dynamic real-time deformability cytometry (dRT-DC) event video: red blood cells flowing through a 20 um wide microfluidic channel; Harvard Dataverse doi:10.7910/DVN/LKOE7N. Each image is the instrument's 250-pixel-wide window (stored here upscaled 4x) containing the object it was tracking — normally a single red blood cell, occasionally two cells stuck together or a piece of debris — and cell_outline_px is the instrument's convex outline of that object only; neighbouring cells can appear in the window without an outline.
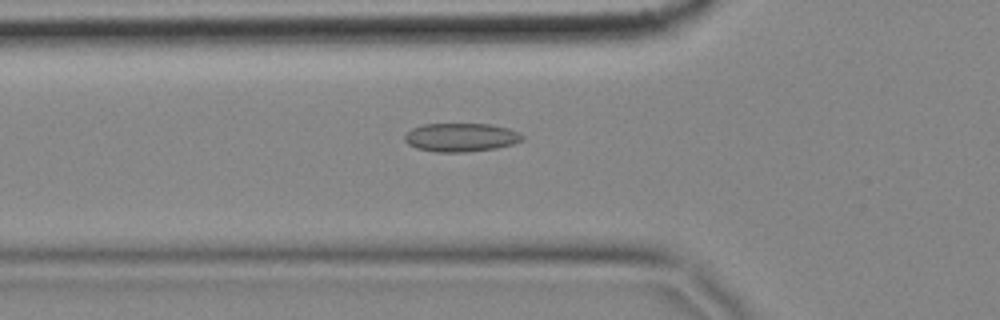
{"species": "common noctule bat (a hibernating species)", "species_latin": "Nyctalus noctula", "temperature_condition": "cold", "stored_images_in_passage": 57, "camera_frame_rate_fps": 3000, "um_per_image_px": 0.085, "animal": {"sex": "female", "body_mass_g": 18.4}, "frame": {"image": 1, "passage_image": 19, "time_ms": 6.0, "image_size_px": [1000, 320], "cell_outline_px": [[524, 140], [512, 144], [496, 148], [464, 152], [436, 152], [416, 148], [408, 144], [404, 140], [404, 136], [412, 128], [424, 124], [492, 124], [508, 128], [520, 132], [524, 136]], "centroid_in_image_um": [39.2, 11.67], "position_along_channel_um": 86.6, "area_um2": 19.65}}
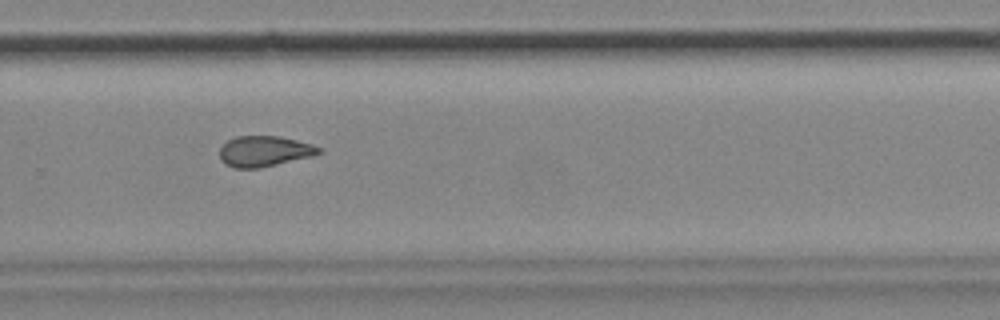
{"frame": {"image": 2, "passage_image": 38, "time_ms": 12.333, "image_size_px": [1000, 320], "cell_outline_px": [[324, 148], [320, 152], [312, 156], [256, 168], [232, 168], [224, 164], [220, 160], [220, 148], [228, 140], [236, 136], [280, 136], [312, 144]], "centroid_in_image_um": [22.45, 12.85], "position_along_channel_um": 307.4, "area_um2": 17.63}}
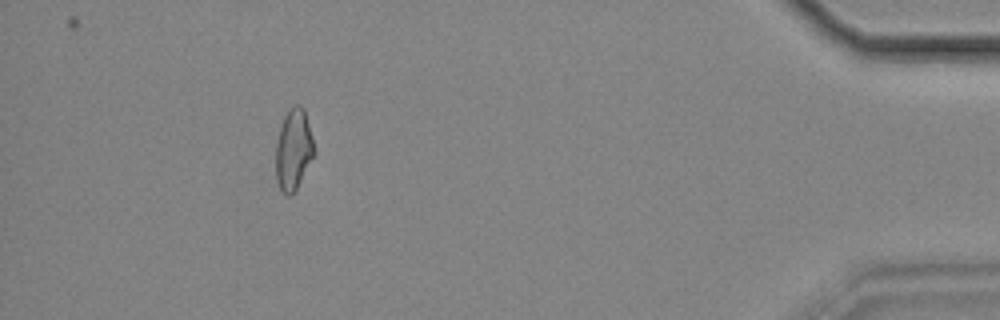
{"frame": {"image": 3, "passage_image": 52, "time_ms": 17.0, "image_size_px": [1000, 320], "cell_outline_px": [[316, 152], [296, 188], [288, 196], [280, 188], [276, 180], [276, 144], [280, 128], [284, 116], [288, 108], [296, 104], [300, 104], [304, 108], [312, 136]], "centroid_in_image_um": [24.95, 12.66], "position_along_channel_um": 410.2, "area_um2": 17.98}, "authors_computed_cell_mechanics": {"area_um2": 18.6116, "velocity_mm_per_s": 3.4926, "shape_relaxation_time_tau1_ms": null, "shape_relaxation_time_tau2_ms": 3.5142, "deformation_change_tau1": null, "deformation_change_tau2": 0.0939}}